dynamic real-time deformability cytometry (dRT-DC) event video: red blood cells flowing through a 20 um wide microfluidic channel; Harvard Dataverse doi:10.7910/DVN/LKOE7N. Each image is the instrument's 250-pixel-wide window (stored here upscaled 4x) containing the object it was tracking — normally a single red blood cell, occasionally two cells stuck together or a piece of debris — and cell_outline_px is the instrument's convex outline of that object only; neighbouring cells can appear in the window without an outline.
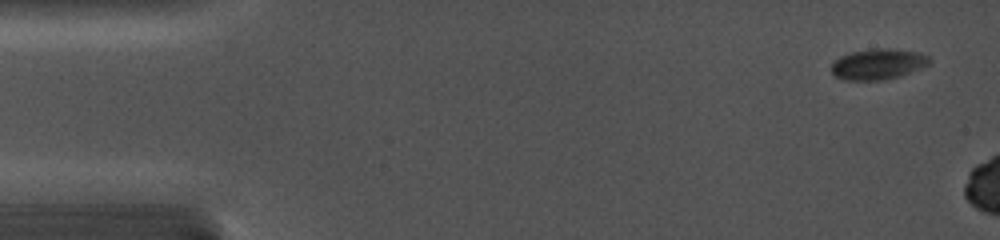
{"species": "common noctule bat (a hibernating species)", "species_latin": "Nyctalus noctula", "temperature_condition": "cold", "stored_images_in_passage": 3, "camera_frame_rate_fps": 5000, "um_per_image_px": 0.085, "animal": {"sex": "female", "body_mass_g": 19.0, "forearm_length_mm": 56.7}, "frame": {"image": 1, "passage_image": 1, "time_ms": 0.0, "image_size_px": [1000, 240], "cell_outline_px": [[932, 60], [928, 64], [920, 68], [900, 76], [884, 80], [844, 80], [836, 76], [832, 72], [832, 60], [840, 56], [852, 52], [876, 48], [892, 48], [920, 52], [928, 56]], "centroid_in_image_um": [74.63, 5.44], "position_along_channel_um": 10.4, "area_um2": 17.63}}